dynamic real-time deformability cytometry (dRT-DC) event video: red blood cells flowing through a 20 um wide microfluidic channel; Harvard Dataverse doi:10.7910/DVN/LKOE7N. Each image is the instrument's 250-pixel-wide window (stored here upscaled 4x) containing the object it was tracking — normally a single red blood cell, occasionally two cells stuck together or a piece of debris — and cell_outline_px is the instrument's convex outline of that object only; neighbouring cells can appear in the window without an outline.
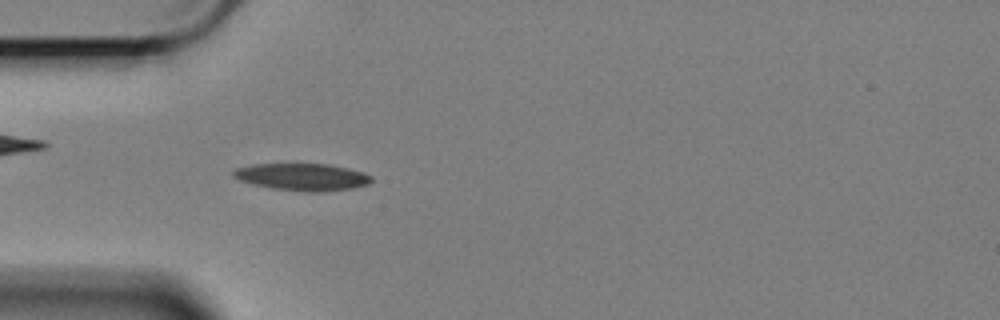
{"species": "Egyptian fruit bat (a non-hibernating species)", "species_latin": "Rousettus aegyptiacus", "temperature_condition": "cold", "stored_images_in_passage": 40, "camera_frame_rate_fps": 3000, "um_per_image_px": 0.085, "animal": {"sex": "female"}, "frame": {"image": 1, "passage_image": 7, "time_ms": 2.0, "image_size_px": [1000, 320], "cell_outline_px": [[372, 180], [368, 184], [352, 188], [324, 192], [304, 192], [272, 188], [252, 184], [240, 180], [232, 176], [232, 172], [236, 168], [252, 164], [328, 164], [348, 168], [364, 172], [372, 176]], "centroid_in_image_um": [25.7, 15.04], "position_along_channel_um": 59.3, "area_um2": 21.96}}
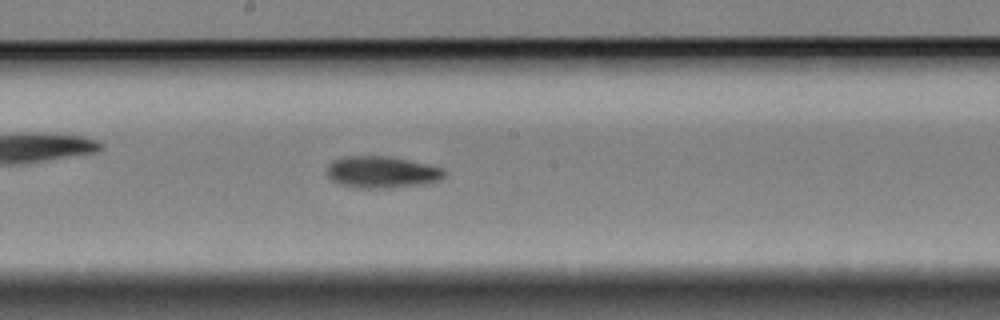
{"frame": {"image": 2, "passage_image": 21, "time_ms": 6.667, "image_size_px": [1000, 320], "cell_outline_px": [[448, 172], [440, 180], [428, 184], [388, 188], [360, 188], [340, 184], [332, 180], [328, 176], [328, 164], [332, 160], [344, 156], [388, 156], [428, 164], [444, 168]], "centroid_in_image_um": [32.5, 14.63], "position_along_channel_um": 215.7, "area_um2": 21.96}}
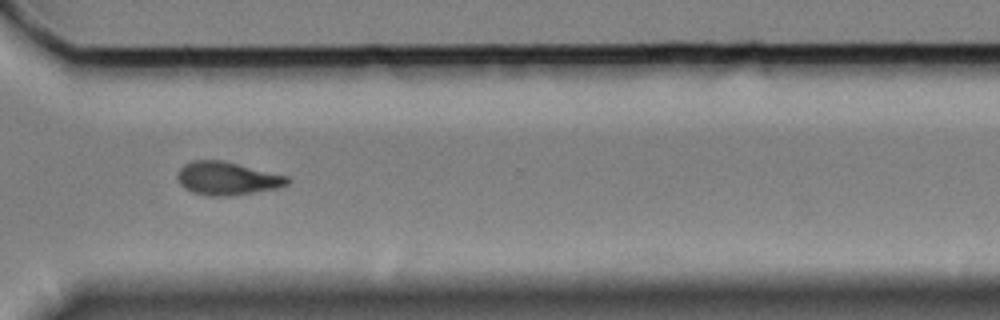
{"frame": {"image": 3, "passage_image": 33, "time_ms": 10.667, "image_size_px": [1000, 320], "cell_outline_px": [[292, 180], [288, 184], [280, 188], [228, 196], [208, 196], [192, 192], [184, 188], [180, 184], [176, 176], [180, 168], [184, 164], [192, 160], [220, 160], [288, 176]], "centroid_in_image_um": [19.3, 15.17], "position_along_channel_um": 351.3, "area_um2": 21.27}}